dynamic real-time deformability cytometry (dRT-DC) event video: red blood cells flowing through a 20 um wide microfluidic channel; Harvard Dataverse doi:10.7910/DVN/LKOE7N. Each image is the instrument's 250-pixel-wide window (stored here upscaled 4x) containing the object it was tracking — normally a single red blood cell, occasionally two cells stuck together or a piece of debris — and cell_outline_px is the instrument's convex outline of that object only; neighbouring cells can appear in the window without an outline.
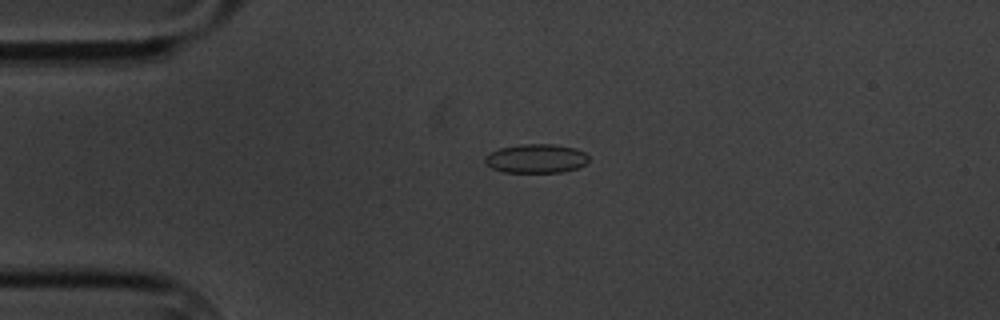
{"species": "common noctule bat (a hibernating species)", "species_latin": "Nyctalus noctula", "temperature_condition": "cold", "stored_images_in_passage": 49, "camera_frame_rate_fps": 3000, "um_per_image_px": 0.085, "animal": {"sex": "male", "body_mass_g": 20.1, "forearm_length_mm": 53.5}, "frame": {"image": 1, "passage_image": 4, "time_ms": 1.0, "image_size_px": [1000, 320], "cell_outline_px": [[588, 160], [580, 168], [560, 172], [504, 172], [492, 168], [484, 160], [484, 156], [488, 152], [500, 148], [520, 144], [552, 144], [576, 148], [584, 152], [588, 156]], "centroid_in_image_um": [45.56, 13.47], "position_along_channel_um": 39.4, "area_um2": 17.57}}
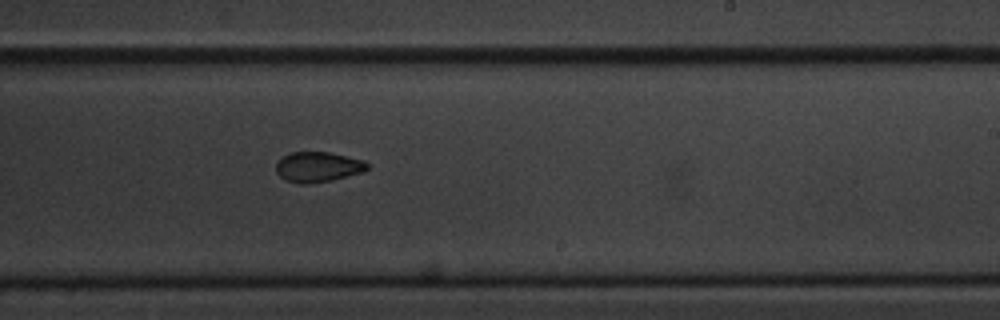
{"frame": {"image": 2, "passage_image": 26, "time_ms": 8.333, "image_size_px": [1000, 320], "cell_outline_px": [[368, 168], [364, 172], [332, 180], [308, 184], [300, 184], [284, 180], [276, 172], [276, 164], [284, 156], [292, 152], [328, 152], [364, 160], [368, 164]], "centroid_in_image_um": [27.03, 14.2], "position_along_channel_um": 262.0, "area_um2": 16.07}}
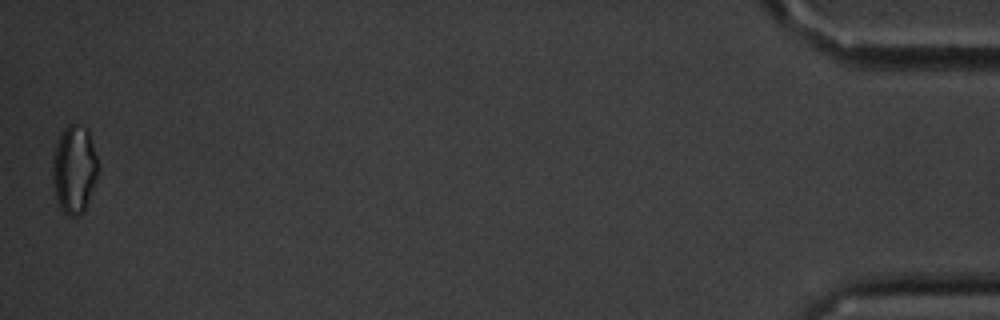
{"frame": {"image": 3, "passage_image": 49, "time_ms": 16.0, "image_size_px": [1000, 320], "cell_outline_px": [[100, 172], [84, 212], [76, 216], [68, 216], [60, 208], [56, 196], [52, 180], [52, 152], [64, 128], [68, 124], [76, 124], [88, 128], [100, 168]], "centroid_in_image_um": [6.33, 14.39], "position_along_channel_um": 428.9, "area_um2": 23.87}, "authors_computed_cell_mechanics": {"area_um2": 17.2244, "velocity_mm_per_s": 3.3774, "shape_relaxation_time_tau1_ms": 3.5095, "shape_relaxation_time_tau2_ms": 4.0322, "deformation_change_tau1": 0.0776, "deformation_change_tau2": 0.0789}}